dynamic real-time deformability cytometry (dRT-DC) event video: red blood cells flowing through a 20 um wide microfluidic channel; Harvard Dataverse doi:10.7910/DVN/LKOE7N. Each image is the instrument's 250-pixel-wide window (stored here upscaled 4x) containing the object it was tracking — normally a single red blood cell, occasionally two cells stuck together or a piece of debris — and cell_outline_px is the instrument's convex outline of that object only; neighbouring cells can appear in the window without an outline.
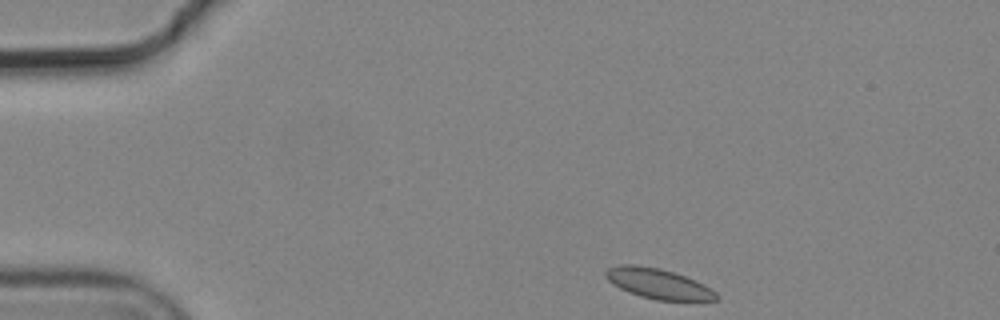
{"species": "common noctule bat (a hibernating species)", "species_latin": "Nyctalus noctula", "temperature_condition": "cold", "stored_images_in_passage": 3, "camera_frame_rate_fps": 3000, "um_per_image_px": 0.085, "animal": {"sex": "male", "body_mass_g": 19.2, "forearm_length_mm": 51.8}, "frame": {"image": 1, "passage_image": 1, "time_ms": 0.0, "image_size_px": [1000, 320], "cell_outline_px": [[720, 300], [656, 300], [640, 296], [628, 292], [612, 284], [604, 276], [604, 272], [608, 268], [620, 264], [636, 264], [660, 268], [684, 276], [704, 284], [716, 292], [720, 296]], "centroid_in_image_um": [55.93, 24.1], "position_along_channel_um": 29.1, "area_um2": 19.54}}